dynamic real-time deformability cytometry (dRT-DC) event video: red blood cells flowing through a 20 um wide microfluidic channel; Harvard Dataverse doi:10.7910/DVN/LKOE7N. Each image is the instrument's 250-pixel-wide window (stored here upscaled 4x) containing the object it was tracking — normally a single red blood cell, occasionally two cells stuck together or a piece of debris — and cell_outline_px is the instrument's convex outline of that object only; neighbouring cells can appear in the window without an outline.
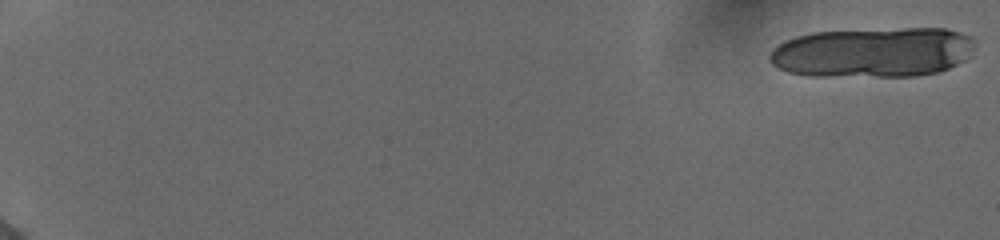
{"species": "human", "species_latin": "Homo sapiens", "temperature_condition": "cold", "stored_images_in_passage": 26, "camera_frame_rate_fps": 3000, "um_per_image_px": 0.085, "donor": {"sex": "female"}, "frame": {"image": 1, "passage_image": 1, "time_ms": 0.0, "image_size_px": [1000, 240], "cell_outline_px": [[976, 44], [964, 60], [940, 72], [916, 76], [808, 76], [788, 72], [772, 64], [768, 60], [768, 56], [772, 48], [796, 36], [812, 32], [904, 28], [944, 28], [960, 32], [972, 36]], "centroid_in_image_um": [74.19, 4.45], "position_along_channel_um": 10.8, "area_um2": 60.11}}
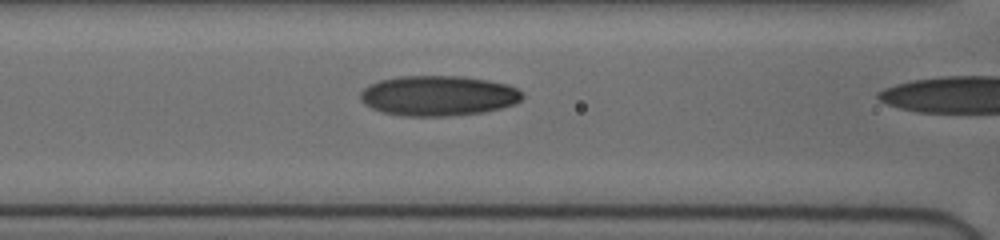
{"frame": {"image": 2, "passage_image": 25, "time_ms": 8.0, "image_size_px": [1000, 240], "cell_outline_px": [[524, 96], [516, 104], [484, 112], [448, 116], [400, 116], [384, 112], [372, 108], [364, 104], [360, 100], [360, 92], [368, 84], [380, 80], [400, 76], [460, 76], [488, 80], [508, 84], [524, 92]], "centroid_in_image_um": [37.26, 8.13], "position_along_channel_um": 129.3, "area_um2": 38.21}}